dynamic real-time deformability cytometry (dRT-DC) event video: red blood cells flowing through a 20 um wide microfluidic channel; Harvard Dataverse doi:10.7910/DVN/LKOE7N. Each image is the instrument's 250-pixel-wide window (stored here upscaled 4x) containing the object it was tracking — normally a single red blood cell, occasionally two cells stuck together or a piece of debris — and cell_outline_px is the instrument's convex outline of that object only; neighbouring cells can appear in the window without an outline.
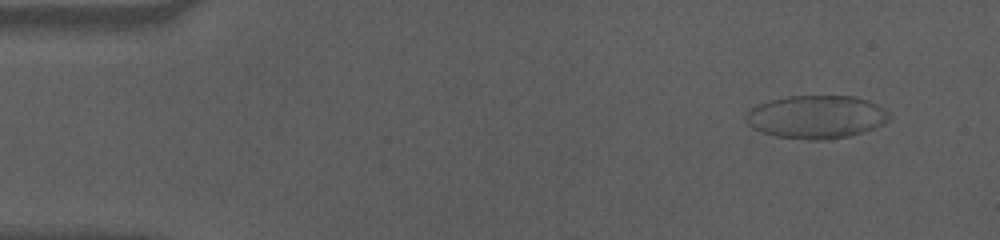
{"species": "human", "species_latin": "Homo sapiens", "temperature_condition": "cold", "stored_images_in_passage": 53, "camera_frame_rate_fps": 3000, "um_per_image_px": 0.085, "donor": {"sex": "male"}, "frame": {"image": 1, "passage_image": 1, "time_ms": 0.0, "image_size_px": [1000, 240], "cell_outline_px": [[888, 116], [876, 128], [848, 136], [828, 140], [808, 140], [776, 136], [764, 132], [748, 124], [744, 116], [752, 108], [760, 104], [772, 100], [788, 96], [852, 96], [876, 104], [888, 112]], "centroid_in_image_um": [69.36, 9.94], "position_along_channel_um": 15.6, "area_um2": 35.37}}
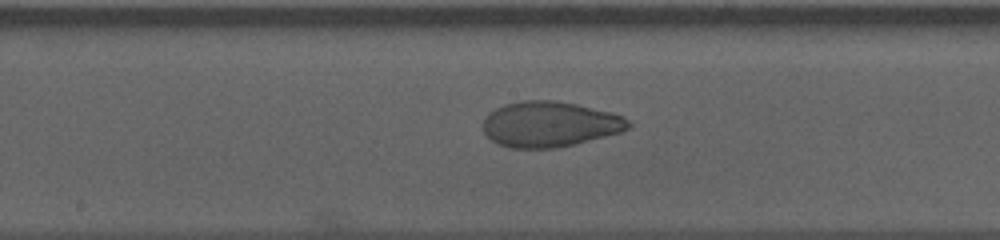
{"frame": {"image": 2, "passage_image": 26, "time_ms": 8.333, "image_size_px": [1000, 240], "cell_outline_px": [[632, 124], [628, 128], [620, 132], [556, 148], [508, 148], [496, 144], [484, 132], [484, 120], [488, 112], [504, 104], [520, 100], [556, 100], [576, 104], [624, 116]], "centroid_in_image_um": [46.68, 10.55], "position_along_channel_um": 201.5, "area_um2": 38.38}}
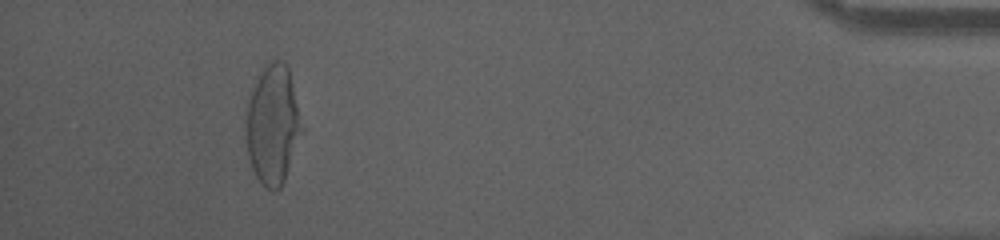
{"frame": {"image": 3, "passage_image": 49, "time_ms": 16.0, "image_size_px": [1000, 240], "cell_outline_px": [[304, 132], [284, 180], [280, 188], [272, 192], [264, 188], [260, 184], [252, 168], [248, 156], [248, 104], [252, 92], [264, 68], [272, 60], [280, 60], [288, 64], [304, 128]], "centroid_in_image_um": [23.26, 10.66], "position_along_channel_um": 411.9, "area_um2": 38.44}, "authors_computed_cell_mechanics": {"area_um2": 38.3792, "velocity_mm_per_s": 3.5458, "shape_relaxation_time_tau1_ms": 5.6548, "shape_relaxation_time_tau2_ms": 1.2636, "deformation_change_tau1": 0.2159, "deformation_change_tau2": 0.0574}}